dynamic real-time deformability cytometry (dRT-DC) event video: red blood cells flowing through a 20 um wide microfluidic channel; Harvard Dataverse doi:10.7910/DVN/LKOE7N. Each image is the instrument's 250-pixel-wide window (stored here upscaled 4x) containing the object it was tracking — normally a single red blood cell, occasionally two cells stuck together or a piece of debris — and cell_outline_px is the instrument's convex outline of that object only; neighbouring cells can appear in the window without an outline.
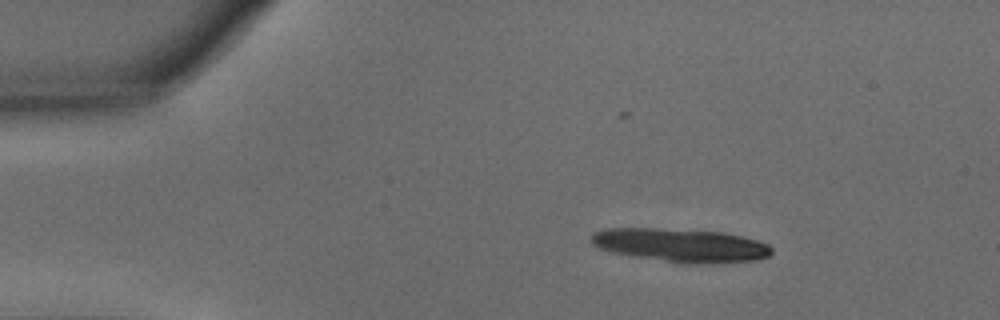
{"species": "common noctule bat (a hibernating species)", "species_latin": "Nyctalus noctula", "temperature_condition": "warm", "stored_images_in_passage": 25, "camera_frame_rate_fps": 3000, "um_per_image_px": 0.085, "animal": {"sex": "male", "body_mass_g": 15.6}, "frame": {"image": 1, "passage_image": 1, "time_ms": 0.0, "image_size_px": [1000, 320], "cell_outline_px": [[772, 252], [768, 256], [756, 260], [712, 264], [680, 264], [612, 252], [600, 248], [592, 244], [588, 240], [592, 232], [608, 228], [656, 228], [720, 232], [740, 236], [756, 240], [768, 244], [772, 248]], "centroid_in_image_um": [57.83, 20.86], "position_along_channel_um": 27.2, "area_um2": 35.43}}
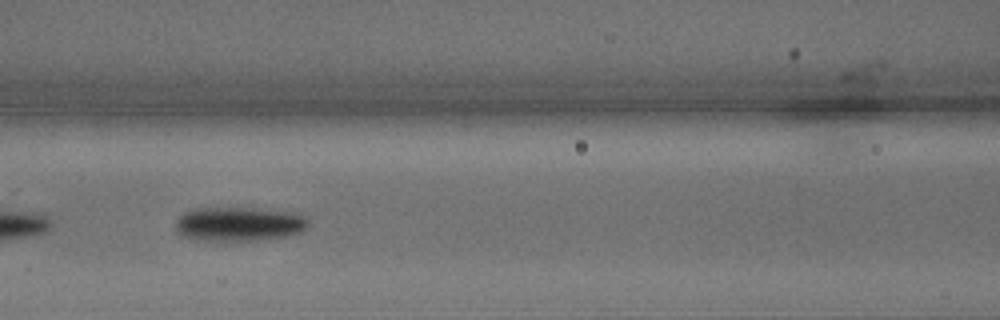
{"frame": {"image": 2, "passage_image": 16, "time_ms": 5.0, "image_size_px": [1000, 320], "cell_outline_px": [[308, 224], [300, 232], [284, 236], [256, 240], [192, 240], [180, 236], [176, 228], [176, 220], [184, 212], [196, 208], [256, 208], [284, 212], [304, 216], [308, 220]], "centroid_in_image_um": [20.22, 19.04], "position_along_channel_um": 146.4, "area_um2": 26.13}}
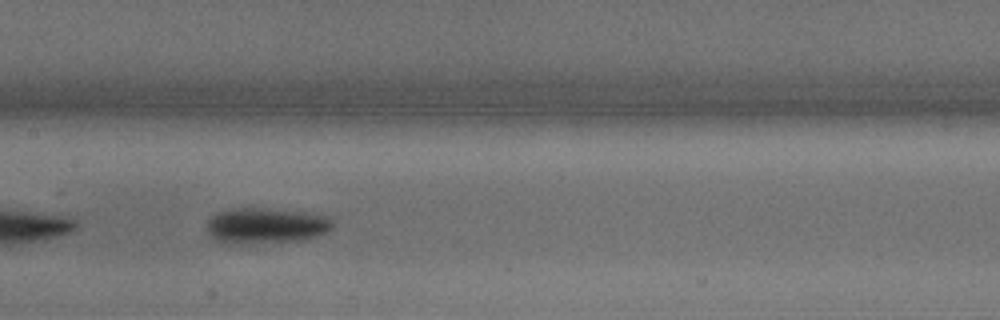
{"frame": {"image": 3, "passage_image": 19, "time_ms": 6.0, "image_size_px": [1000, 320], "cell_outline_px": [[332, 228], [328, 232], [316, 236], [300, 240], [240, 244], [220, 244], [208, 232], [208, 220], [216, 212], [228, 208], [264, 208], [300, 212], [324, 216], [332, 220]], "centroid_in_image_um": [22.54, 19.19], "position_along_channel_um": 184.9, "area_um2": 26.13}}